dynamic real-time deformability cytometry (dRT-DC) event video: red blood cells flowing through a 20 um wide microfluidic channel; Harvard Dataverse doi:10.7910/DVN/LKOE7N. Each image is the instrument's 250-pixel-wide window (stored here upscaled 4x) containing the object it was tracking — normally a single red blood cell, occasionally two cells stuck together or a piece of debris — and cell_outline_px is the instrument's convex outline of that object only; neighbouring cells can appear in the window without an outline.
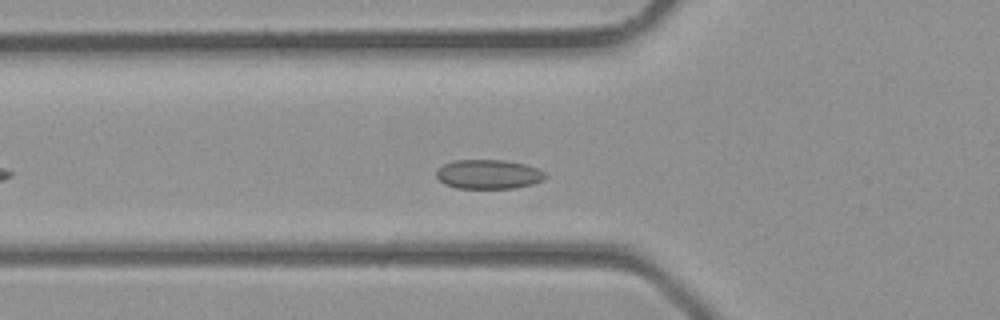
{"species": "common noctule bat (a hibernating species)", "species_latin": "Nyctalus noctula", "temperature_condition": "room temperature", "stored_images_in_passage": 25, "camera_frame_rate_fps": 3000, "um_per_image_px": 0.085, "animal": {"sex": "male", "body_mass_g": 23.1, "forearm_length_mm": 52.7}, "frame": {"image": 1, "passage_image": 7, "time_ms": 2.0, "image_size_px": [1000, 320], "cell_outline_px": [[548, 176], [544, 180], [532, 184], [516, 188], [456, 188], [444, 184], [436, 176], [436, 168], [452, 160], [504, 160], [524, 164], [536, 168], [544, 172]], "centroid_in_image_um": [41.5, 14.81], "position_along_channel_um": 84.3, "area_um2": 18.73}}
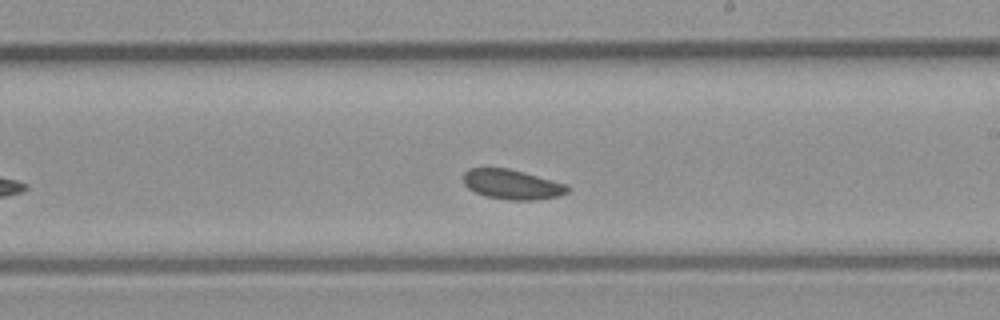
{"frame": {"image": 2, "passage_image": 16, "time_ms": 5.0, "image_size_px": [1000, 320], "cell_outline_px": [[568, 192], [560, 196], [536, 200], [512, 200], [484, 196], [468, 188], [464, 184], [464, 172], [468, 168], [508, 168], [524, 172], [568, 184]], "centroid_in_image_um": [43.54, 15.67], "position_along_channel_um": 245.5, "area_um2": 18.15}}
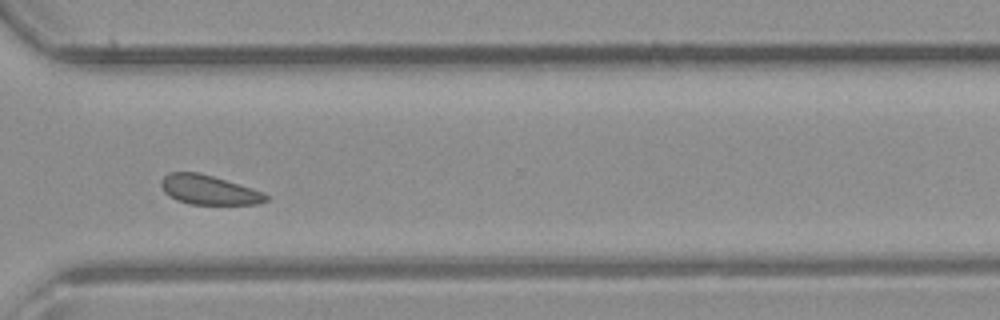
{"frame": {"image": 3, "passage_image": 22, "time_ms": 7.0, "image_size_px": [1000, 320], "cell_outline_px": [[268, 200], [260, 204], [188, 204], [176, 200], [164, 192], [160, 184], [160, 180], [168, 172], [200, 172], [252, 188], [264, 192], [268, 196]], "centroid_in_image_um": [17.73, 16.14], "position_along_channel_um": 352.9, "area_um2": 18.09}}